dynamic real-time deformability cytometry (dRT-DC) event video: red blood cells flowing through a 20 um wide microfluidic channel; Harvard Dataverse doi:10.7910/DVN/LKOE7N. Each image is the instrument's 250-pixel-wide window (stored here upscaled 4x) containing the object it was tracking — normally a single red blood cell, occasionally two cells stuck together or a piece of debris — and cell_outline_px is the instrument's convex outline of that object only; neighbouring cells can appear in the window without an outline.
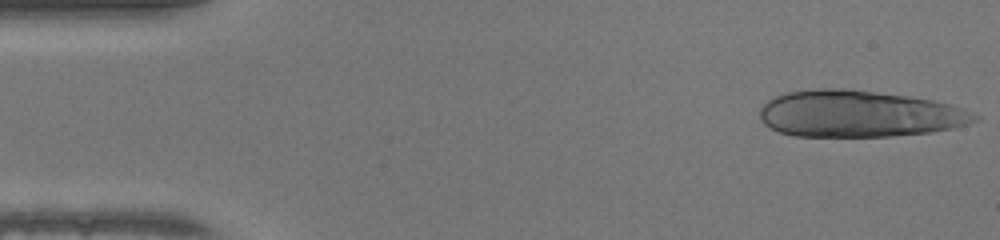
{"species": "human", "species_latin": "Homo sapiens", "temperature_condition": "warm", "stored_images_in_passage": 12, "camera_frame_rate_fps": 3000, "um_per_image_px": 0.085, "donor": {"sex": "female"}, "frame": {"image": 1, "passage_image": 1, "time_ms": 0.0, "image_size_px": [1000, 240], "cell_outline_px": [[980, 120], [968, 124], [952, 128], [932, 132], [892, 136], [796, 136], [780, 132], [764, 124], [760, 116], [760, 108], [768, 100], [776, 96], [788, 92], [820, 88], [852, 88], [912, 96], [952, 104], [964, 108], [980, 116]], "centroid_in_image_um": [73.07, 9.66], "position_along_channel_um": 11.9, "area_um2": 58.84}}